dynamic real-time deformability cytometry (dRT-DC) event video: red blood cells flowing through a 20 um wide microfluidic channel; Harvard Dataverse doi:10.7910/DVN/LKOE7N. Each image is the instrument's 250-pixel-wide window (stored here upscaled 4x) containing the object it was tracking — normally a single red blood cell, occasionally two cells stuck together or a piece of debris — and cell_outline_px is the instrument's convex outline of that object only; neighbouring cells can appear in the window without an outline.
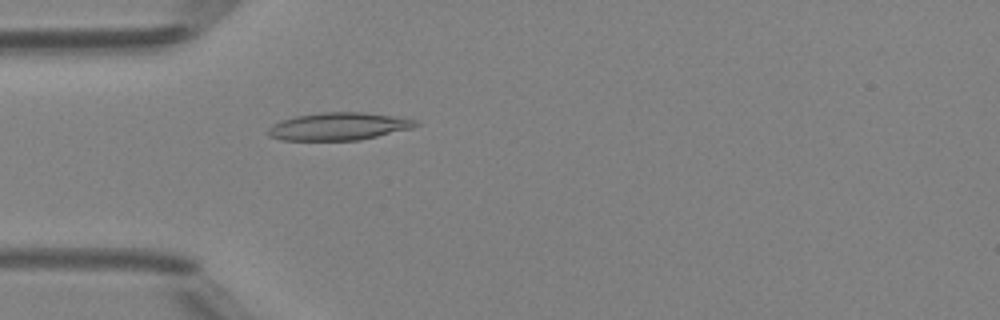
{"species": "Egyptian fruit bat (a non-hibernating species)", "species_latin": "Rousettus aegyptiacus", "temperature_condition": "room temperature", "stored_images_in_passage": 49, "camera_frame_rate_fps": 3000, "um_per_image_px": 0.085, "animal": {"sex": "female"}, "frame": {"image": 1, "passage_image": 15, "time_ms": 4.667, "image_size_px": [1000, 320], "cell_outline_px": [[420, 124], [412, 128], [360, 140], [280, 140], [268, 136], [268, 128], [284, 120], [296, 116], [320, 112], [364, 112], [392, 116], [416, 120]], "centroid_in_image_um": [28.8, 10.74], "position_along_channel_um": 56.2, "area_um2": 23.52}}
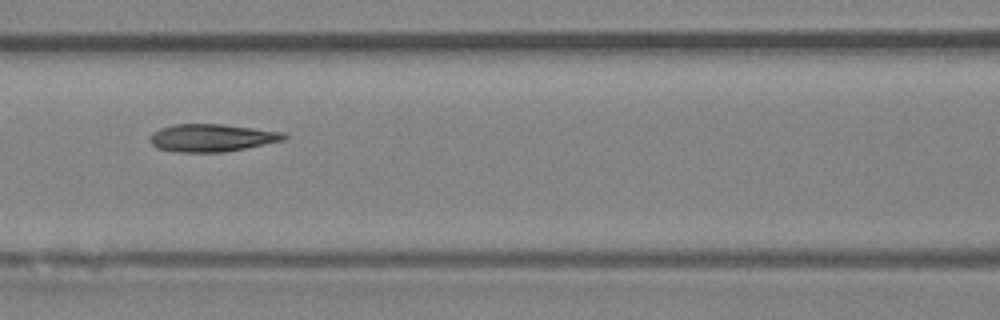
{"frame": {"image": 2, "passage_image": 22, "time_ms": 7.0, "image_size_px": [1000, 320], "cell_outline_px": [[288, 136], [284, 140], [224, 152], [176, 152], [156, 148], [148, 140], [148, 136], [152, 132], [160, 128], [172, 124], [224, 124], [284, 132]], "centroid_in_image_um": [17.95, 11.71], "position_along_channel_um": 148.7, "area_um2": 21.73}}
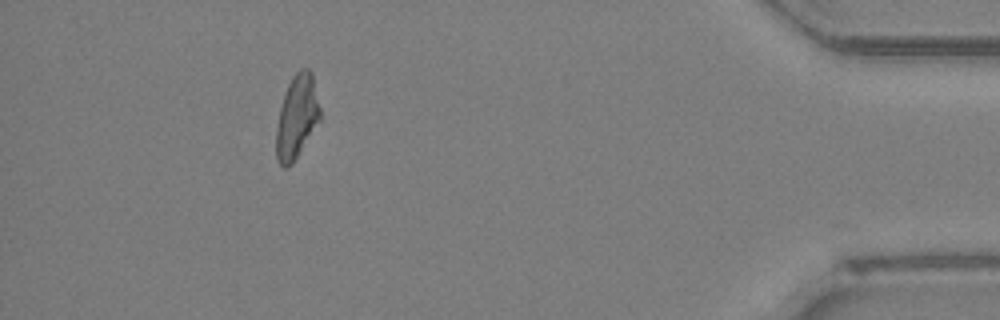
{"frame": {"image": 3, "passage_image": 45, "time_ms": 14.667, "image_size_px": [1000, 320], "cell_outline_px": [[320, 120], [292, 164], [288, 168], [284, 168], [276, 160], [276, 128], [280, 108], [284, 92], [292, 76], [300, 68], [308, 68], [312, 72], [320, 108]], "centroid_in_image_um": [25.22, 9.92], "position_along_channel_um": 410.0, "area_um2": 21.39}, "authors_computed_cell_mechanics": {"area_um2": 21.9062, "velocity_mm_per_s": 4.1709, "shape_relaxation_time_tau1_ms": 5.7596, "shape_relaxation_time_tau2_ms": 1.543, "deformation_change_tau1": 0.1899, "deformation_change_tau2": 0.0924}}